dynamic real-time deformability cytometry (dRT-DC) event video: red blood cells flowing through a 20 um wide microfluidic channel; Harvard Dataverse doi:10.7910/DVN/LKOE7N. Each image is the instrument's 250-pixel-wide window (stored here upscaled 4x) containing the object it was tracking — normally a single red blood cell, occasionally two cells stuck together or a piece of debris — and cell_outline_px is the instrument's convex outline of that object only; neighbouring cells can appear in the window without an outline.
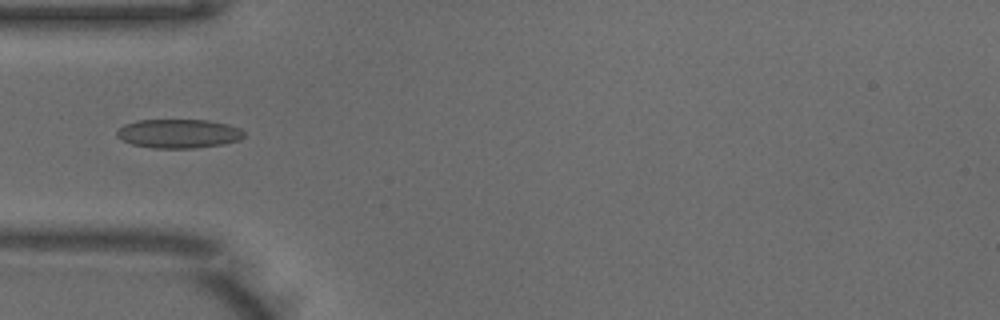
{"species": "common noctule bat (a hibernating species)", "species_latin": "Nyctalus noctula", "temperature_condition": "warm", "stored_images_in_passage": 50, "camera_frame_rate_fps": 3000, "um_per_image_px": 0.085, "animal": {"sex": "male", "body_mass_g": 18.8}, "frame": {"image": 1, "passage_image": 15, "time_ms": 4.667, "image_size_px": [1000, 320], "cell_outline_px": [[244, 136], [240, 140], [224, 144], [196, 148], [152, 148], [132, 144], [116, 136], [116, 132], [124, 124], [136, 120], [208, 120], [228, 124], [240, 128], [244, 132]], "centroid_in_image_um": [15.2, 11.35], "position_along_channel_um": 69.8, "area_um2": 21.56}}
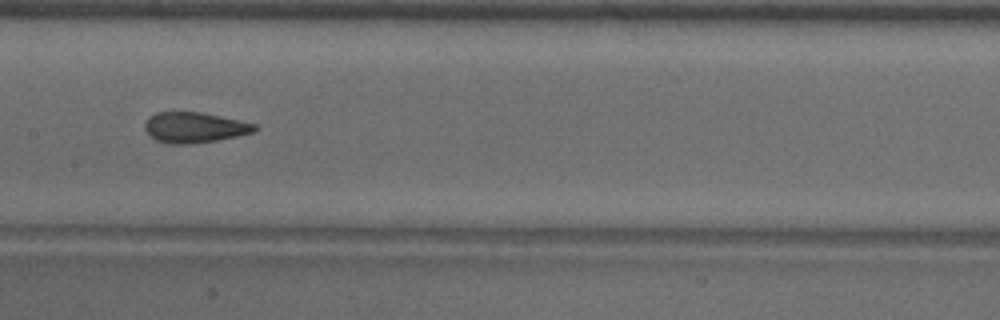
{"frame": {"image": 2, "passage_image": 24, "time_ms": 7.667, "image_size_px": [1000, 320], "cell_outline_px": [[256, 132], [216, 140], [188, 144], [168, 144], [156, 140], [144, 128], [144, 120], [148, 116], [156, 112], [200, 112], [220, 116], [256, 124]], "centroid_in_image_um": [16.49, 10.83], "position_along_channel_um": 190.9, "area_um2": 19.48}}
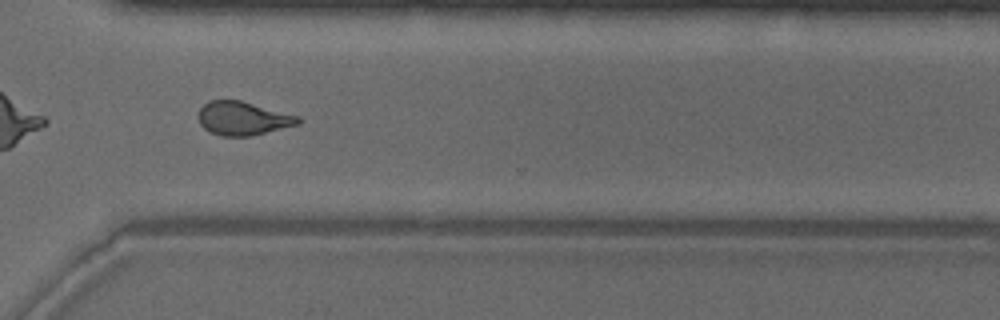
{"frame": {"image": 3, "passage_image": 36, "time_ms": 11.667, "image_size_px": [1000, 320], "cell_outline_px": [[304, 120], [300, 124], [252, 136], [220, 136], [204, 128], [200, 124], [196, 116], [200, 108], [208, 100], [240, 100], [300, 116]], "centroid_in_image_um": [20.66, 10.06], "position_along_channel_um": 349.9, "area_um2": 19.83}, "authors_computed_cell_mechanics": {"area_um2": 20.0566, "velocity_mm_per_s": 3.9869, "shape_relaxation_time_tau1_ms": 5.2452, "shape_relaxation_time_tau2_ms": 1.1981, "deformation_change_tau1": 0.1476, "deformation_change_tau2": 0.0862}}